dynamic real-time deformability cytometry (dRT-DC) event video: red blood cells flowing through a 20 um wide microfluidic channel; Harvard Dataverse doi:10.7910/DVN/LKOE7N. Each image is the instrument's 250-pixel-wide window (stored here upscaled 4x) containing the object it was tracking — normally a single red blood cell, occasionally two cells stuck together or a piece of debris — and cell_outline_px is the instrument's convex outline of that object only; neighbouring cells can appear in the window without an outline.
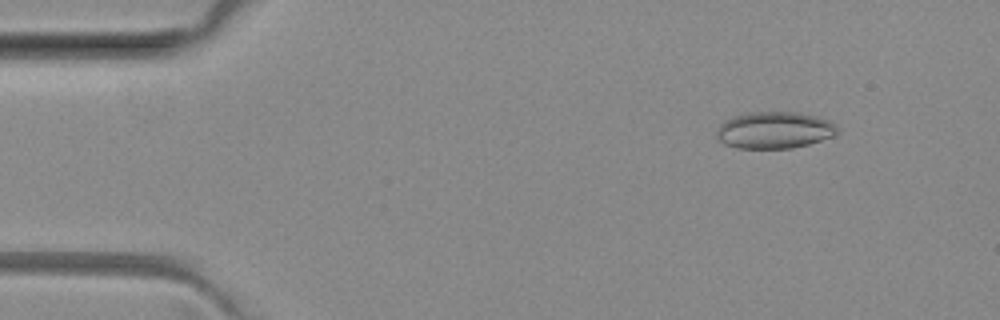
{"species": "common noctule bat (a hibernating species)", "species_latin": "Nyctalus noctula", "temperature_condition": "room temperature", "stored_images_in_passage": 48, "camera_frame_rate_fps": 3000, "um_per_image_px": 0.085, "animal": {"sex": "female", "body_mass_g": 29.2, "forearm_length_mm": 56.3}, "frame": {"image": 1, "passage_image": 4, "time_ms": 1.0, "image_size_px": [1000, 320], "cell_outline_px": [[836, 136], [808, 144], [792, 148], [736, 148], [724, 144], [716, 136], [716, 132], [720, 124], [724, 120], [732, 116], [748, 112], [796, 112], [828, 120], [836, 124]], "centroid_in_image_um": [65.79, 11.06], "position_along_channel_um": 19.2, "area_um2": 25.89}}
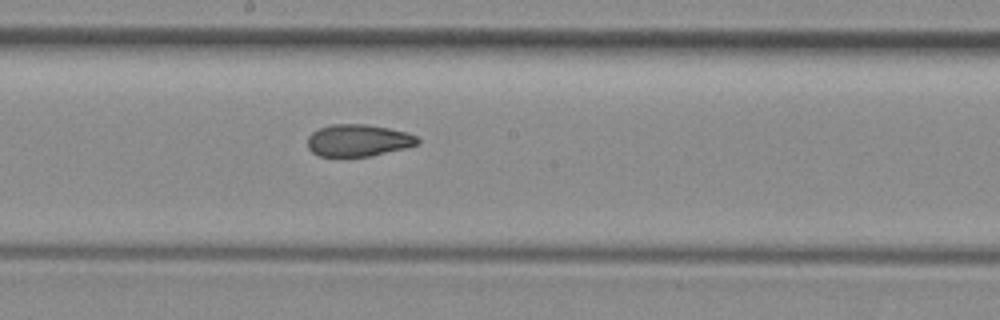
{"frame": {"image": 2, "passage_image": 25, "time_ms": 8.0, "image_size_px": [1000, 320], "cell_outline_px": [[420, 144], [372, 156], [320, 156], [312, 152], [308, 148], [308, 136], [312, 132], [320, 128], [332, 124], [364, 124], [388, 128], [408, 132], [416, 136], [420, 140]], "centroid_in_image_um": [30.47, 11.93], "position_along_channel_um": 217.7, "area_um2": 20.52}}
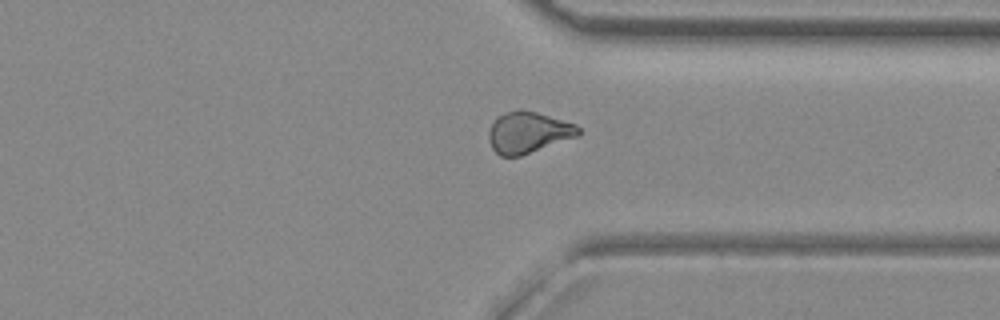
{"frame": {"image": 3, "passage_image": 36, "time_ms": 11.667, "image_size_px": [1000, 320], "cell_outline_px": [[580, 132], [576, 136], [520, 156], [500, 156], [492, 148], [488, 140], [488, 132], [492, 124], [504, 112], [536, 112], [576, 124], [580, 128]], "centroid_in_image_um": [44.88, 11.28], "position_along_channel_um": 366.5, "area_um2": 20.87}, "authors_computed_cell_mechanics": {"area_um2": 21.5305, "velocity_mm_per_s": 4.0877, "shape_relaxation_time_tau1_ms": null, "shape_relaxation_time_tau2_ms": 1.9867, "deformation_change_tau1": null, "deformation_change_tau2": 0.075}}